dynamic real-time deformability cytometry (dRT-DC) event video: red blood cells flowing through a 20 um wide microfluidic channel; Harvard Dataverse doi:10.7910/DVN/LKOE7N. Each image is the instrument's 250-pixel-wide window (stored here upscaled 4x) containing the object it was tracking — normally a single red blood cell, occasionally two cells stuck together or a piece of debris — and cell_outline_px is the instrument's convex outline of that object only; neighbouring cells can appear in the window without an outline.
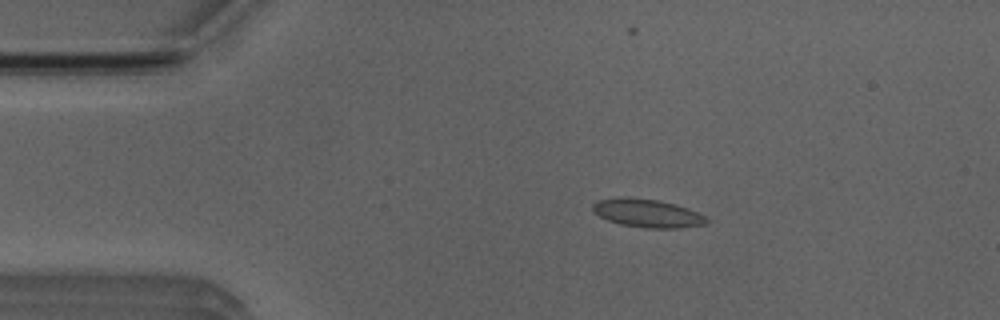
{"species": "Egyptian fruit bat (a non-hibernating species)", "species_latin": "Rousettus aegyptiacus", "temperature_condition": "room temperature", "stored_images_in_passage": 4, "camera_frame_rate_fps": 3000, "um_per_image_px": 0.085, "animal": {"sex": "male"}, "frame": {"image": 1, "passage_image": 3, "time_ms": 2.333, "image_size_px": [1000, 320], "cell_outline_px": [[708, 220], [704, 224], [680, 228], [644, 228], [620, 224], [608, 220], [600, 216], [592, 208], [592, 204], [596, 200], [620, 196], [660, 200], [676, 204], [688, 208], [704, 216]], "centroid_in_image_um": [54.99, 18.11], "position_along_channel_um": 30.0, "area_um2": 18.79}}